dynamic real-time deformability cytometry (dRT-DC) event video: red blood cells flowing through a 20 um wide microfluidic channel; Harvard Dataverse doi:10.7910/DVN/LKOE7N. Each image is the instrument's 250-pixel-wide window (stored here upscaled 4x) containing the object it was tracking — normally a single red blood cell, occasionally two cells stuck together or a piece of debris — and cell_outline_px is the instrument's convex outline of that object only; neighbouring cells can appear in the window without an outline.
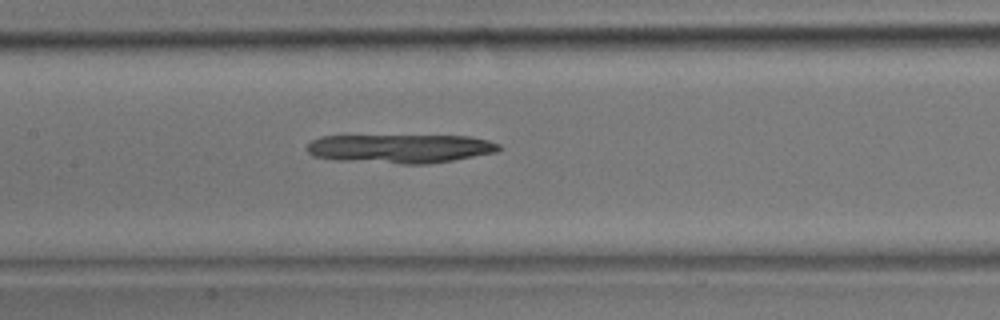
{"species": "common noctule bat (a hibernating species)", "species_latin": "Nyctalus noctula", "temperature_condition": "room temperature", "stored_images_in_passage": 34, "segment_of_instrument_passage": [1, 2], "camera_frame_rate_fps": 3000, "um_per_image_px": 0.085, "animal": {"sex": "male", "body_mass_g": 17.9}, "frame": {"image": 1, "passage_image": 15, "time_ms": 4.667, "image_size_px": [1000, 320], "cell_outline_px": [[504, 148], [496, 152], [452, 160], [428, 164], [400, 164], [332, 160], [312, 156], [304, 148], [312, 140], [320, 136], [472, 136], [488, 140], [500, 144]], "centroid_in_image_um": [34.0, 12.63], "position_along_channel_um": 173.4, "area_um2": 32.6}}
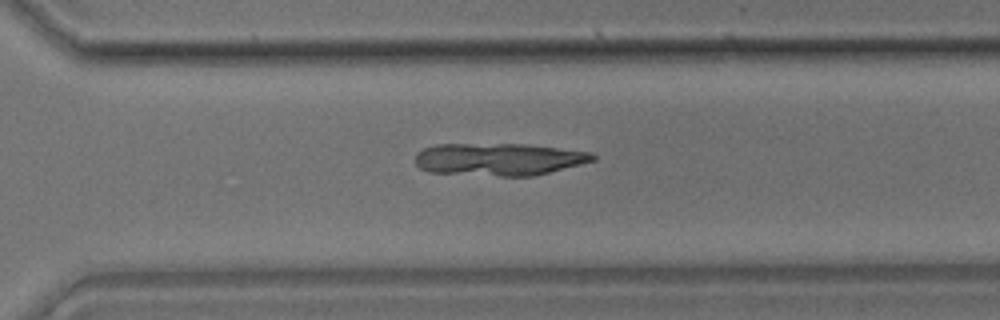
{"frame": {"image": 2, "passage_image": 23, "time_ms": 7.333, "image_size_px": [1000, 320], "cell_outline_px": [[596, 160], [532, 176], [500, 176], [428, 172], [420, 168], [416, 164], [416, 152], [424, 148], [436, 144], [528, 144], [588, 152], [596, 156]], "centroid_in_image_um": [42.35, 13.53], "position_along_channel_um": 328.2, "area_um2": 33.41}}
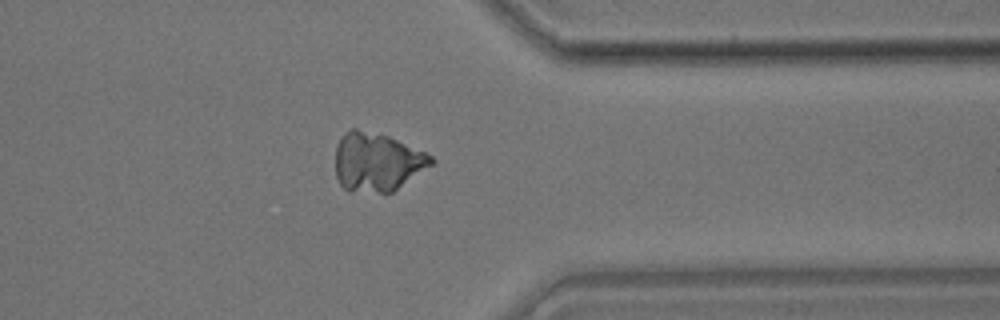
{"frame": {"image": 3, "passage_image": 26, "time_ms": 8.333, "image_size_px": [1000, 320], "cell_outline_px": [[436, 164], [392, 192], [348, 192], [340, 184], [336, 176], [336, 144], [340, 136], [344, 132], [352, 128], [356, 128], [388, 136], [424, 152], [432, 156], [436, 160]], "centroid_in_image_um": [32.05, 13.78], "position_along_channel_um": 379.3, "area_um2": 33.12}}